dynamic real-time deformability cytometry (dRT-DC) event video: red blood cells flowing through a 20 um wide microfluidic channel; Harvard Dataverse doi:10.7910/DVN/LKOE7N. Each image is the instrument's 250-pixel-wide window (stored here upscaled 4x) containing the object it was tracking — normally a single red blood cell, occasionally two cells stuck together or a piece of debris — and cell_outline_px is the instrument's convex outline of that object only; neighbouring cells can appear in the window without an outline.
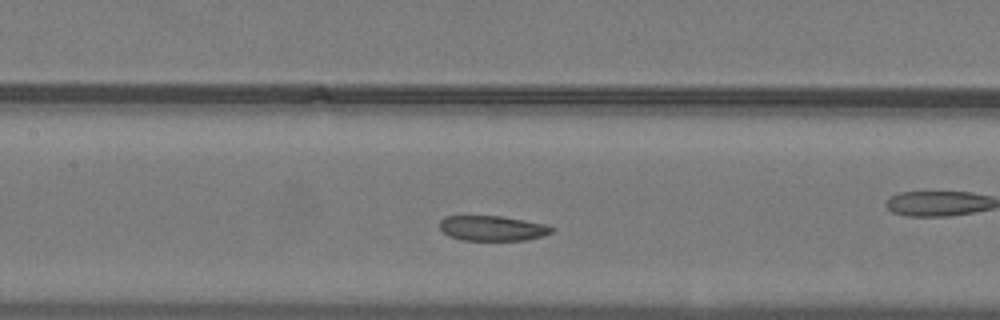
{"species": "common noctule bat (a hibernating species)", "species_latin": "Nyctalus noctula", "temperature_condition": "warm", "stored_images_in_passage": 34, "camera_frame_rate_fps": 3000, "um_per_image_px": 0.085, "animal": {"sex": "male", "body_mass_g": 19.2, "forearm_length_mm": 51.8}, "frame": {"image": 1, "passage_image": 6, "time_ms": 1.667, "image_size_px": [1000, 320], "cell_outline_px": [[556, 228], [552, 232], [544, 236], [528, 240], [464, 240], [448, 236], [440, 228], [440, 220], [444, 216], [500, 216], [548, 224]], "centroid_in_image_um": [41.9, 19.4], "position_along_channel_um": 165.5, "area_um2": 16.53}}
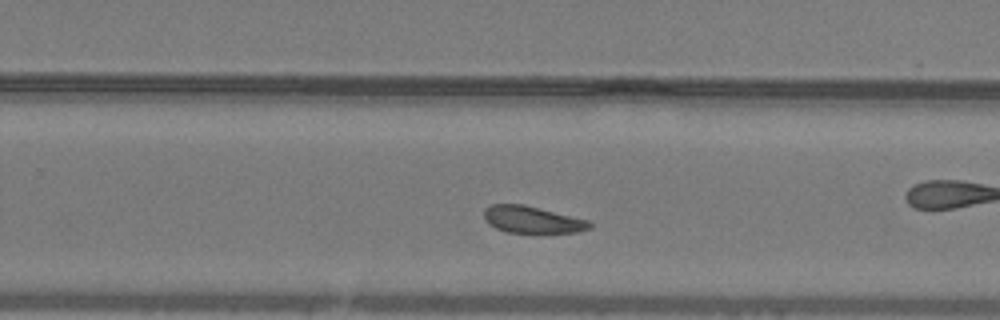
{"frame": {"image": 2, "passage_image": 15, "time_ms": 4.667, "image_size_px": [1000, 320], "cell_outline_px": [[592, 228], [576, 232], [508, 232], [496, 228], [488, 224], [484, 220], [484, 208], [488, 204], [524, 204], [592, 220]], "centroid_in_image_um": [45.26, 18.65], "position_along_channel_um": 284.5, "area_um2": 16.82}}
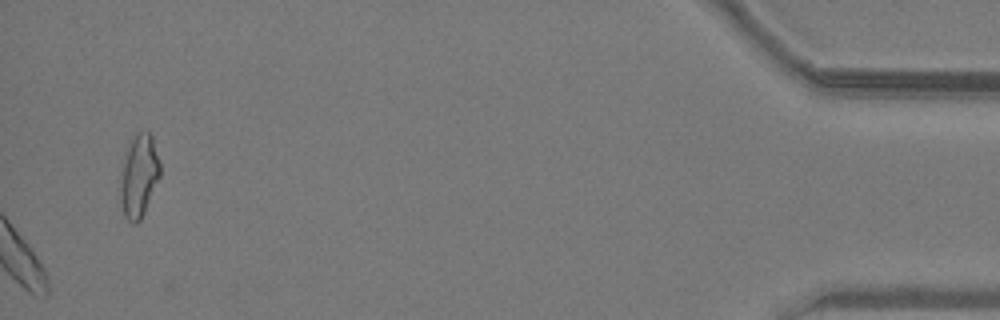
{"frame": {"image": 3, "passage_image": 34, "time_ms": 11.0, "image_size_px": [1000, 320], "cell_outline_px": [[160, 176], [144, 212], [140, 220], [136, 224], [132, 224], [124, 216], [120, 200], [120, 184], [124, 164], [132, 140], [136, 132], [148, 132], [152, 136], [160, 164]], "centroid_in_image_um": [11.82, 15.01], "position_along_channel_um": 423.4, "area_um2": 18.55}, "authors_computed_cell_mechanics": {"area_um2": 17.7446, "velocity_mm_per_s": 3.9851, "shape_relaxation_time_tau1_ms": 3.0988, "shape_relaxation_time_tau2_ms": null, "deformation_change_tau1": 0.0596, "deformation_change_tau2": null}}